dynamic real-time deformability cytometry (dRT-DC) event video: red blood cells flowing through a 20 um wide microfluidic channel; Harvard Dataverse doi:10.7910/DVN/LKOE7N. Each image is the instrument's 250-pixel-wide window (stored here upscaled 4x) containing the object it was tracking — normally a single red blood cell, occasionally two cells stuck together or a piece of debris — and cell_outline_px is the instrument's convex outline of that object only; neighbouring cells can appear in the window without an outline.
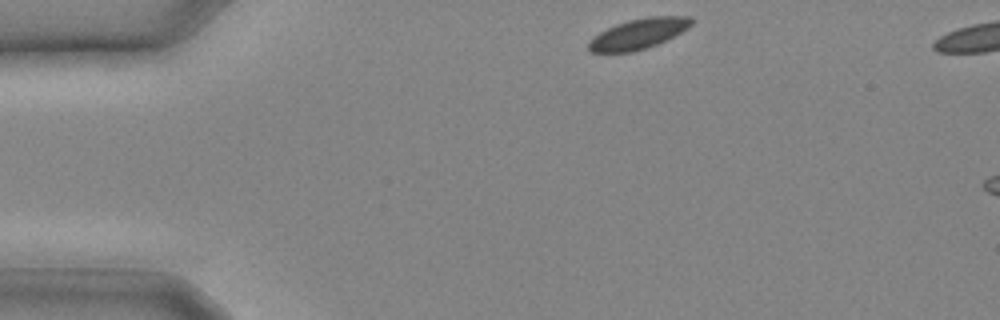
{"species": "common noctule bat (a hibernating species)", "species_latin": "Nyctalus noctula", "temperature_condition": "cold", "stored_images_in_passage": 5, "camera_frame_rate_fps": 3000, "um_per_image_px": 0.085, "animal": {"sex": "male", "body_mass_g": 20.4}, "frame": {"image": 1, "passage_image": 1, "time_ms": 0.0, "image_size_px": [1000, 320], "cell_outline_px": [[692, 24], [688, 28], [656, 44], [632, 52], [592, 52], [588, 48], [588, 40], [600, 32], [616, 24], [628, 20], [648, 16], [692, 16]], "centroid_in_image_um": [54.25, 2.86], "position_along_channel_um": 30.7, "area_um2": 17.92}}